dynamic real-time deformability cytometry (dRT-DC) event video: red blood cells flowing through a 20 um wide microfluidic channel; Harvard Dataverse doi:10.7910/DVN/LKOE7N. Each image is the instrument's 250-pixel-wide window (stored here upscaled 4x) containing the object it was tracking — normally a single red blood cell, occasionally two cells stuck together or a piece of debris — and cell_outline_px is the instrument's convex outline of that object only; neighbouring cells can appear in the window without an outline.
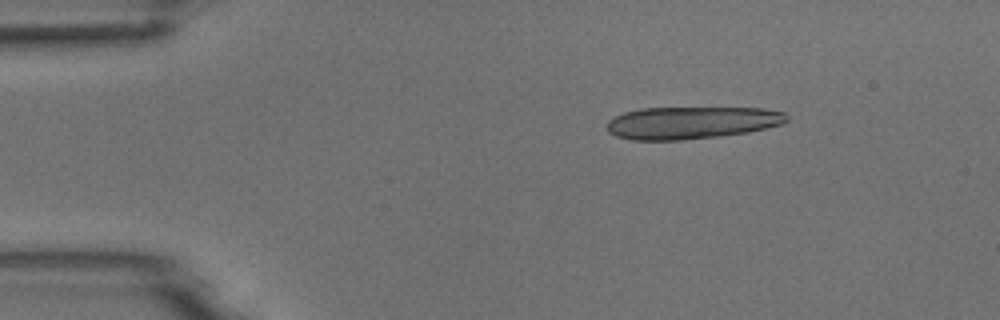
{"species": "common noctule bat (a hibernating species)", "species_latin": "Nyctalus noctula", "temperature_condition": "room temperature", "stored_images_in_passage": 5, "camera_frame_rate_fps": 3000, "um_per_image_px": 0.085, "animal": {"sex": "male", "body_mass_g": 18.8}, "frame": {"image": 1, "passage_image": 2, "time_ms": 2.0, "image_size_px": [1000, 320], "cell_outline_px": [[788, 120], [784, 124], [748, 132], [720, 136], [684, 140], [632, 140], [616, 136], [608, 132], [608, 120], [624, 112], [640, 108], [764, 108], [784, 112], [788, 116]], "centroid_in_image_um": [58.8, 10.43], "position_along_channel_um": 26.2, "area_um2": 34.04}}